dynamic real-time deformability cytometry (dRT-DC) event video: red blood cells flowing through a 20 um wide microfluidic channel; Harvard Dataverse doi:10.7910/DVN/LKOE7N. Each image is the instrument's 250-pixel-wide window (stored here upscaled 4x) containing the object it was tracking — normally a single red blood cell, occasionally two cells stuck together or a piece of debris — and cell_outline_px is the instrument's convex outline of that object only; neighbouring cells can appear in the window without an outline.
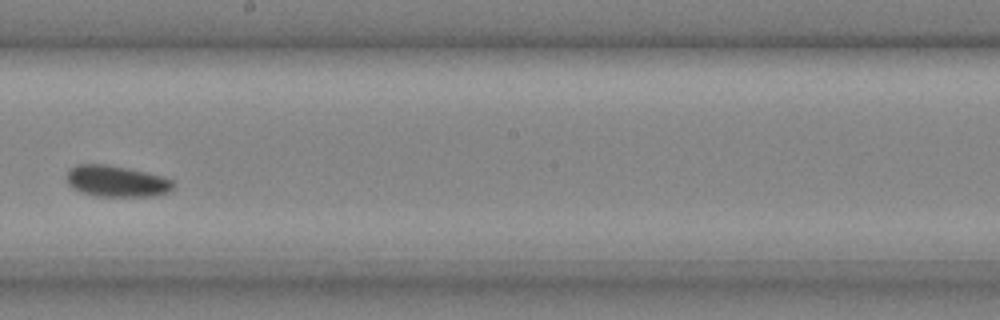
{"species": "common noctule bat (a hibernating species)", "species_latin": "Nyctalus noctula", "temperature_condition": "cold", "stored_images_in_passage": 29, "camera_frame_rate_fps": 3000, "um_per_image_px": 0.085, "animal": {"sex": "male", "body_mass_g": 20.4}, "frame": {"image": 1, "passage_image": 17, "time_ms": 5.333, "image_size_px": [1000, 320], "cell_outline_px": [[176, 184], [168, 192], [156, 196], [92, 196], [80, 192], [72, 188], [68, 184], [68, 168], [76, 164], [108, 164], [128, 168], [160, 176], [172, 180]], "centroid_in_image_um": [9.88, 15.4], "position_along_channel_um": 238.3, "area_um2": 19.54}}
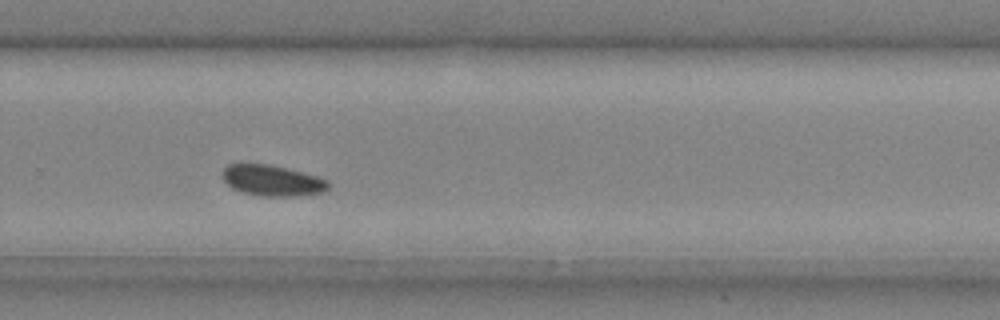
{"frame": {"image": 2, "passage_image": 21, "time_ms": 6.667, "image_size_px": [1000, 320], "cell_outline_px": [[328, 188], [324, 192], [300, 196], [264, 196], [244, 192], [232, 188], [220, 176], [220, 172], [228, 164], [268, 164], [288, 168], [316, 176], [328, 180]], "centroid_in_image_um": [23.13, 15.34], "position_along_channel_um": 306.7, "area_um2": 19.07}}